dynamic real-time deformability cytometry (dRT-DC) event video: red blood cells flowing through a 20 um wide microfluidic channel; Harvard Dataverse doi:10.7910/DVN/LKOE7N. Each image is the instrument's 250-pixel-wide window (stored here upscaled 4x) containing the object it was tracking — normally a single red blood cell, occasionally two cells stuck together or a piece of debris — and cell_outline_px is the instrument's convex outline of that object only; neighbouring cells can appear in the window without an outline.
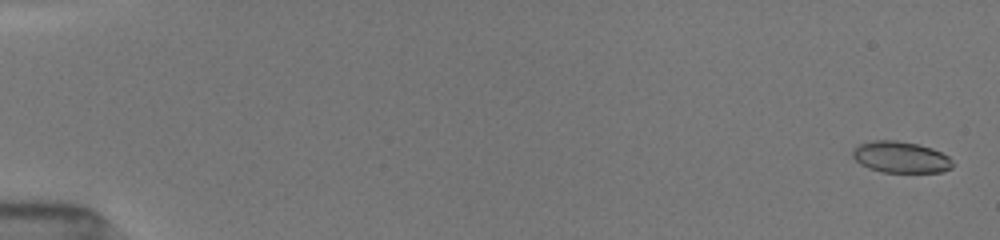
{"species": "common noctule bat (a hibernating species)", "species_latin": "Nyctalus noctula", "temperature_condition": "room temperature", "stored_images_in_passage": 6, "camera_frame_rate_fps": 3000, "um_per_image_px": 0.085, "animal": {"sex": "female", "body_mass_g": 19.5, "forearm_length_mm": 54.1}, "frame": {"image": 1, "passage_image": 1, "time_ms": 0.0, "image_size_px": [1000, 240], "cell_outline_px": [[952, 168], [940, 172], [884, 172], [868, 168], [860, 164], [852, 156], [852, 148], [856, 144], [872, 140], [896, 140], [916, 144], [932, 148], [948, 156], [952, 160]], "centroid_in_image_um": [76.51, 13.35], "position_along_channel_um": 8.5, "area_um2": 18.38}}
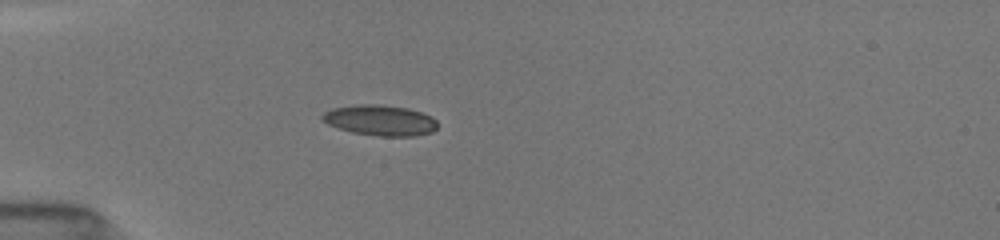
{"frame": {"image": 2, "passage_image": 5, "time_ms": 5.0, "image_size_px": [1000, 240], "cell_outline_px": [[436, 128], [432, 132], [412, 136], [380, 136], [352, 132], [328, 124], [320, 120], [320, 116], [324, 112], [332, 108], [360, 104], [380, 104], [408, 108], [432, 116], [436, 120]], "centroid_in_image_um": [32.29, 10.21], "position_along_channel_um": 52.7, "area_um2": 20.52}}